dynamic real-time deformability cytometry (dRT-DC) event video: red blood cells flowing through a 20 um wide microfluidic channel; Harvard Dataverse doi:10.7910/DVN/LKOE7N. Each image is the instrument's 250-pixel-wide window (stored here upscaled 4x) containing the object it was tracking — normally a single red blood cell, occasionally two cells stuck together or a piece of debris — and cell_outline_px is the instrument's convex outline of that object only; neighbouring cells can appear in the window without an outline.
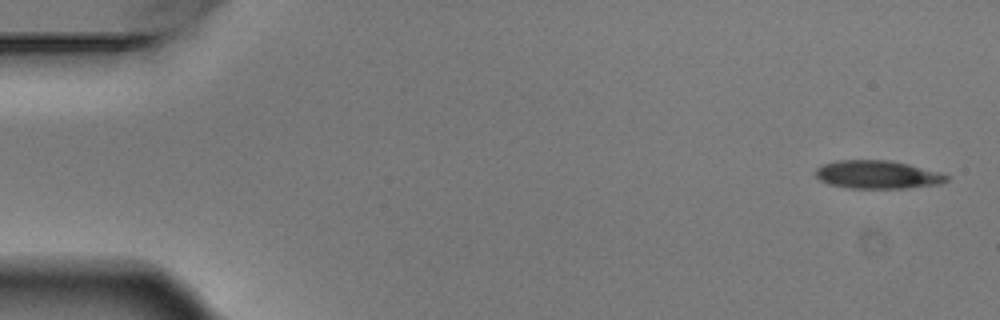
{"species": "Egyptian fruit bat (a non-hibernating species)", "species_latin": "Rousettus aegyptiacus", "temperature_condition": "warm", "stored_images_in_passage": 6, "segment_of_instrument_passage": [1, 2], "camera_frame_rate_fps": 3000, "um_per_image_px": 0.085, "animal": {"sex": "male"}, "frame": {"image": 1, "passage_image": 1, "time_ms": 0.0, "image_size_px": [1000, 320], "cell_outline_px": [[948, 180], [940, 184], [904, 188], [852, 188], [828, 184], [820, 180], [816, 176], [816, 168], [824, 164], [836, 160], [888, 160], [908, 164], [936, 172], [948, 176]], "centroid_in_image_um": [74.54, 14.84], "position_along_channel_um": 10.5, "area_um2": 21.21}}
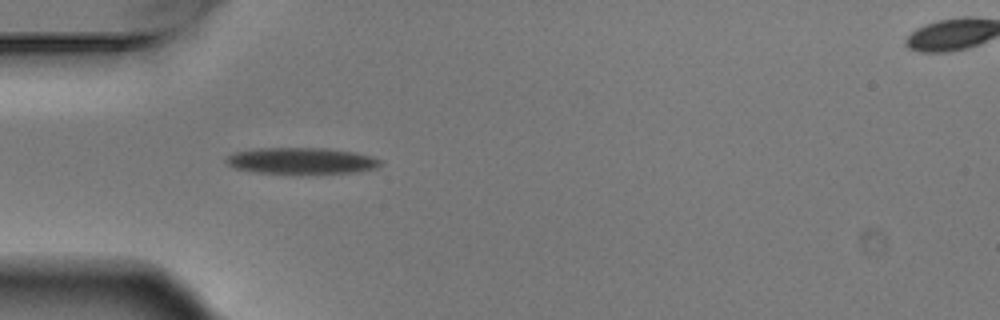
{"frame": {"image": 2, "passage_image": 5, "time_ms": 1.333, "image_size_px": [1000, 320], "cell_outline_px": [[384, 164], [380, 168], [356, 172], [260, 172], [236, 168], [228, 164], [224, 160], [228, 156], [236, 152], [260, 148], [324, 148], [356, 152], [372, 156], [384, 160]], "centroid_in_image_um": [25.74, 13.64], "position_along_channel_um": 59.3, "area_um2": 23.24}}